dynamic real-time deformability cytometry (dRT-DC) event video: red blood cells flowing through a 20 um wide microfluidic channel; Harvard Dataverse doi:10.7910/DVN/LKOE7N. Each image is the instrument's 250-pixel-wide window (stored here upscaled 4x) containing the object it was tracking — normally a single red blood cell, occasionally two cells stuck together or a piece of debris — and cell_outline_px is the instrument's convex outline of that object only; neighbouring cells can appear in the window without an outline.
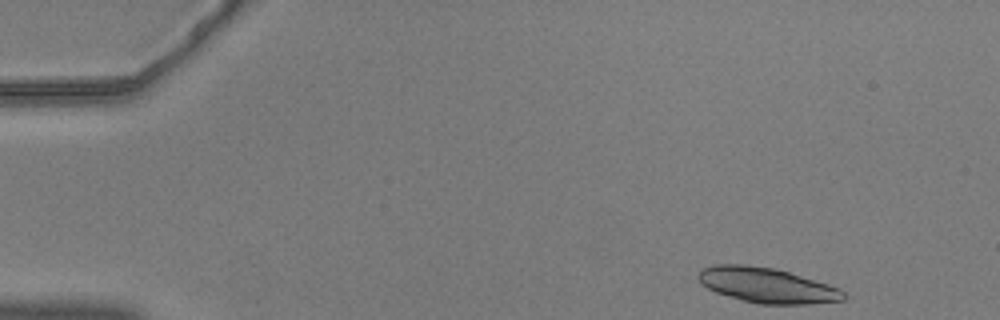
{"species": "common noctule bat (a hibernating species)", "species_latin": "Nyctalus noctula", "temperature_condition": "warm", "stored_images_in_passage": 14, "camera_frame_rate_fps": 3000, "um_per_image_px": 0.085, "animal": {"sex": "male", "body_mass_g": 20.5, "forearm_length_mm": 52.5}, "frame": {"image": 1, "passage_image": 1, "time_ms": 0.0, "image_size_px": [1000, 320], "cell_outline_px": [[848, 296], [844, 300], [812, 304], [760, 304], [744, 300], [716, 292], [700, 284], [696, 276], [704, 268], [716, 264], [744, 264], [776, 268], [828, 284], [840, 288]], "centroid_in_image_um": [65.21, 24.24], "position_along_channel_um": 19.8, "area_um2": 29.77}}